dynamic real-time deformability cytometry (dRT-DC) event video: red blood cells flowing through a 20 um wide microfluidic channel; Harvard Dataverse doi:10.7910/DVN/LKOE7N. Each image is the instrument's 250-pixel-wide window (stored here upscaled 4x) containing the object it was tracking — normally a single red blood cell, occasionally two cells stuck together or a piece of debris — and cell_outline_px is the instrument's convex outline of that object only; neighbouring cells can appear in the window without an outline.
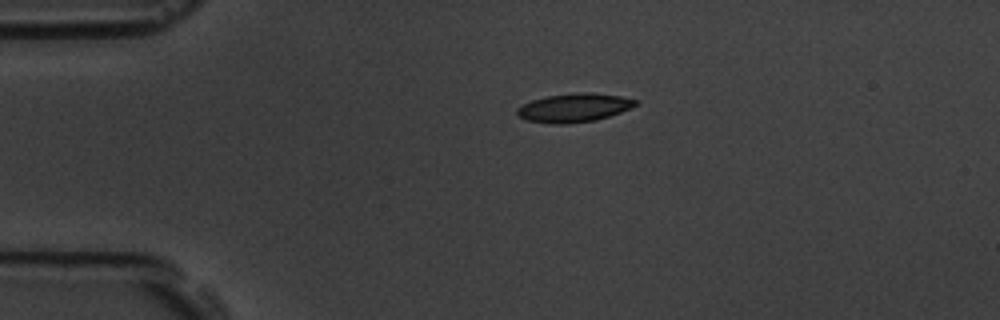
{"species": "common noctule bat (a hibernating species)", "species_latin": "Nyctalus noctula", "temperature_condition": "room temperature", "stored_images_in_passage": 2, "camera_frame_rate_fps": 3000, "um_per_image_px": 0.085, "animal": {"sex": "male", "body_mass_g": 19.5, "forearm_length_mm": 54.6}, "frame": {"image": 1, "passage_image": 1, "time_ms": 0.0, "image_size_px": [1000, 320], "cell_outline_px": [[636, 104], [632, 108], [596, 120], [564, 124], [552, 124], [528, 120], [520, 116], [516, 112], [516, 108], [532, 100], [548, 96], [580, 92], [588, 92], [620, 96], [636, 100]], "centroid_in_image_um": [48.79, 9.16], "position_along_channel_um": 36.2, "area_um2": 19.48}}